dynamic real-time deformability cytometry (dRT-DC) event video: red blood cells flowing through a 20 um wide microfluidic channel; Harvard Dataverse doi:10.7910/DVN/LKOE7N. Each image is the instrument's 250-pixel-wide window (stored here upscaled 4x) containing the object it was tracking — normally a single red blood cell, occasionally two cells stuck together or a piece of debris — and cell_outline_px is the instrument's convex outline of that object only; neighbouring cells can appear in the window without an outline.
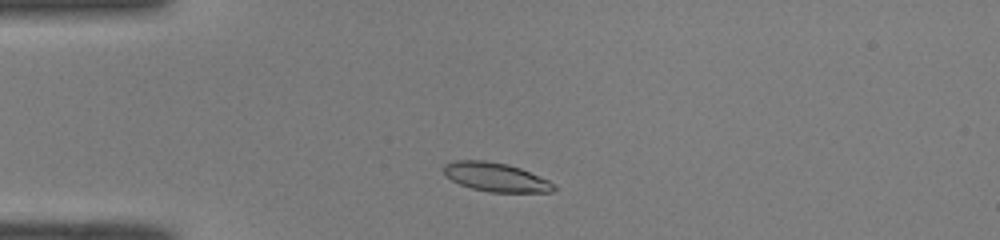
{"species": "common noctule bat (a hibernating species)", "species_latin": "Nyctalus noctula", "temperature_condition": "room temperature", "stored_images_in_passage": 39, "camera_frame_rate_fps": 3000, "um_per_image_px": 0.085, "animal": {"sex": "male", "body_mass_g": 19.0, "forearm_length_mm": 50.8}, "frame": {"image": 1, "passage_image": 2, "time_ms": 0.333, "image_size_px": [1000, 240], "cell_outline_px": [[556, 188], [552, 192], [488, 192], [472, 188], [460, 184], [444, 176], [444, 164], [456, 160], [484, 160], [508, 164], [520, 168], [548, 180], [556, 184]], "centroid_in_image_um": [42.14, 15.05], "position_along_channel_um": 42.9, "area_um2": 18.55}}
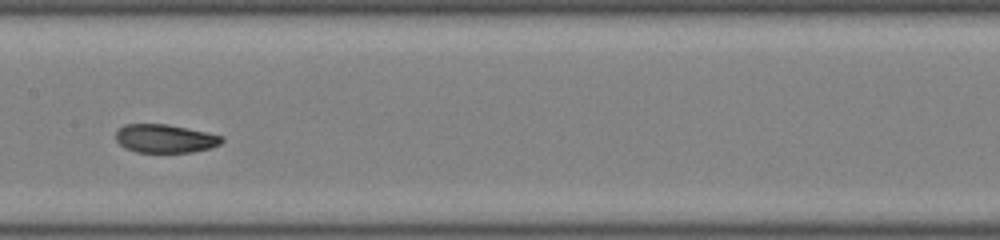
{"frame": {"image": 2, "passage_image": 15, "time_ms": 4.667, "image_size_px": [1000, 240], "cell_outline_px": [[224, 140], [220, 144], [212, 148], [192, 152], [136, 152], [124, 148], [116, 140], [116, 132], [124, 124], [168, 124], [208, 132], [224, 136]], "centroid_in_image_um": [14.06, 11.77], "position_along_channel_um": 193.3, "area_um2": 17.74}}
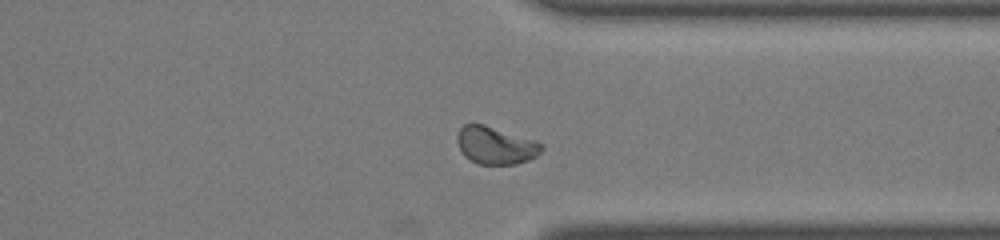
{"frame": {"image": 3, "passage_image": 28, "time_ms": 9.0, "image_size_px": [1000, 240], "cell_outline_px": [[544, 148], [536, 156], [528, 160], [516, 164], [476, 164], [464, 156], [460, 152], [456, 140], [456, 136], [460, 128], [464, 124], [484, 124], [536, 140], [544, 144]], "centroid_in_image_um": [42.11, 12.36], "position_along_channel_um": 369.3, "area_um2": 18.73}, "authors_computed_cell_mechanics": {"area_um2": 18.4382, "velocity_mm_per_s": 4.055, "shape_relaxation_time_tau1_ms": 9.3159, "shape_relaxation_time_tau2_ms": 1.4031, "deformation_change_tau1": 0.2154, "deformation_change_tau2": 0.0532}}